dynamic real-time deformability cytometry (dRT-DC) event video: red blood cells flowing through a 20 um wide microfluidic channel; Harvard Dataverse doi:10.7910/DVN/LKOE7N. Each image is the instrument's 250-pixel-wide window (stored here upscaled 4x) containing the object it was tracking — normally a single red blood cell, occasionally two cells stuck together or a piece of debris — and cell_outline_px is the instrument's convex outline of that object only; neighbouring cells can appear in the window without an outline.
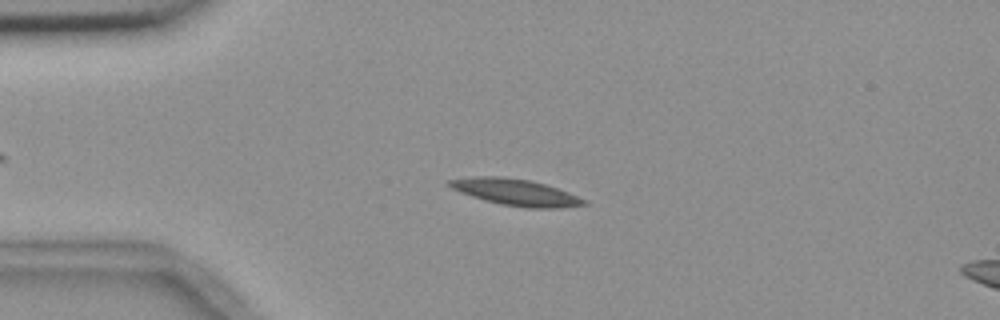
{"species": "common noctule bat (a hibernating species)", "species_latin": "Nyctalus noctula", "temperature_condition": "room temperature", "stored_images_in_passage": 5, "segment_of_instrument_passage": [1, 2], "camera_frame_rate_fps": 3000, "um_per_image_px": 0.085, "animal": {"sex": "female", "body_mass_g": 18.4}, "frame": {"image": 1, "passage_image": 3, "time_ms": 2.333, "image_size_px": [1000, 320], "cell_outline_px": [[588, 204], [560, 208], [528, 208], [500, 204], [484, 200], [460, 192], [452, 188], [448, 184], [448, 180], [476, 176], [500, 176], [528, 180], [544, 184], [568, 192], [588, 200]], "centroid_in_image_um": [43.86, 16.35], "position_along_channel_um": 41.1, "area_um2": 20.63}}